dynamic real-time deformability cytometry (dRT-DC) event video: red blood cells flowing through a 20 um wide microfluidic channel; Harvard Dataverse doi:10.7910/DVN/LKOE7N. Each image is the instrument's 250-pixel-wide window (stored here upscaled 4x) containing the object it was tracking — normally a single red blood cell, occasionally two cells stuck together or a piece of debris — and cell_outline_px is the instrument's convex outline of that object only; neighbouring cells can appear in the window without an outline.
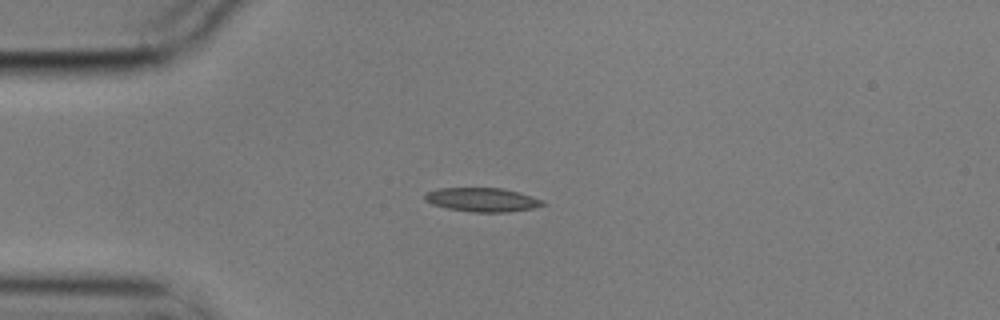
{"species": "common noctule bat (a hibernating species)", "species_latin": "Nyctalus noctula", "temperature_condition": "cold", "stored_images_in_passage": 8, "camera_frame_rate_fps": 3000, "um_per_image_px": 0.085, "animal": {"sex": "male", "body_mass_g": 17.9}, "frame": {"image": 1, "passage_image": 1, "time_ms": 0.0, "image_size_px": [1000, 320], "cell_outline_px": [[548, 204], [532, 208], [508, 212], [472, 212], [448, 208], [432, 204], [424, 200], [424, 196], [428, 192], [440, 188], [500, 188], [532, 196], [544, 200]], "centroid_in_image_um": [41.01, 16.98], "position_along_channel_um": 44.0, "area_um2": 16.3}}
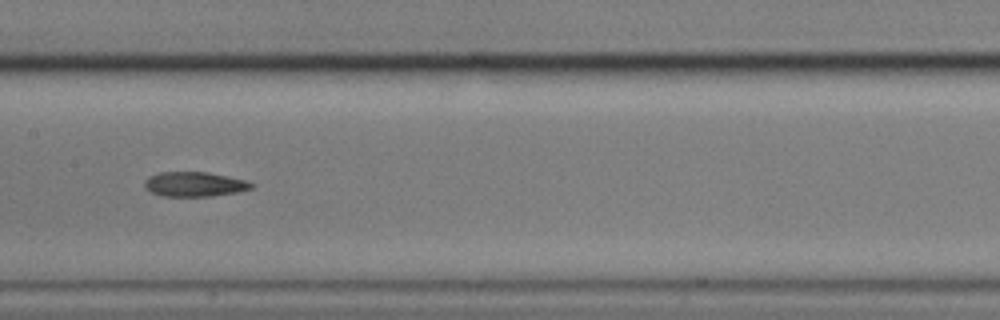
{"frame": {"image": 2, "passage_image": 5, "time_ms": 1.333, "image_size_px": [1000, 320], "cell_outline_px": [[256, 184], [252, 188], [236, 192], [212, 196], [160, 196], [144, 188], [144, 180], [148, 176], [160, 172], [208, 172], [248, 180]], "centroid_in_image_um": [16.53, 15.65], "position_along_channel_um": 190.9, "area_um2": 15.55}}
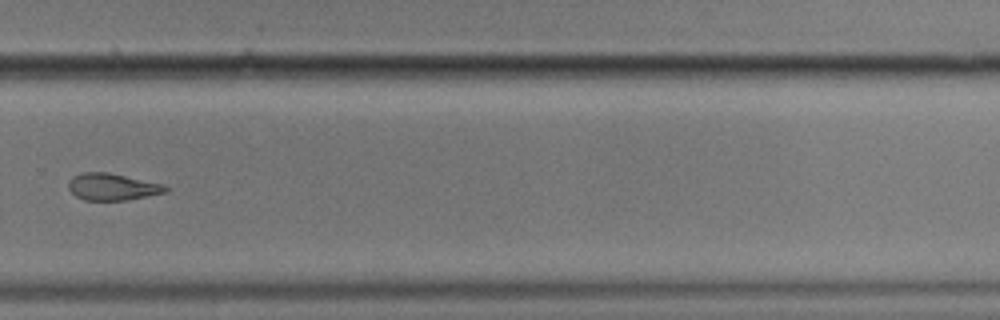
{"frame": {"image": 3, "passage_image": 8, "time_ms": 2.333, "image_size_px": [1000, 320], "cell_outline_px": [[168, 192], [128, 200], [84, 200], [76, 196], [68, 188], [68, 184], [72, 176], [80, 172], [108, 172], [164, 184], [168, 188]], "centroid_in_image_um": [9.55, 15.88], "position_along_channel_um": 320.2, "area_um2": 15.32}}